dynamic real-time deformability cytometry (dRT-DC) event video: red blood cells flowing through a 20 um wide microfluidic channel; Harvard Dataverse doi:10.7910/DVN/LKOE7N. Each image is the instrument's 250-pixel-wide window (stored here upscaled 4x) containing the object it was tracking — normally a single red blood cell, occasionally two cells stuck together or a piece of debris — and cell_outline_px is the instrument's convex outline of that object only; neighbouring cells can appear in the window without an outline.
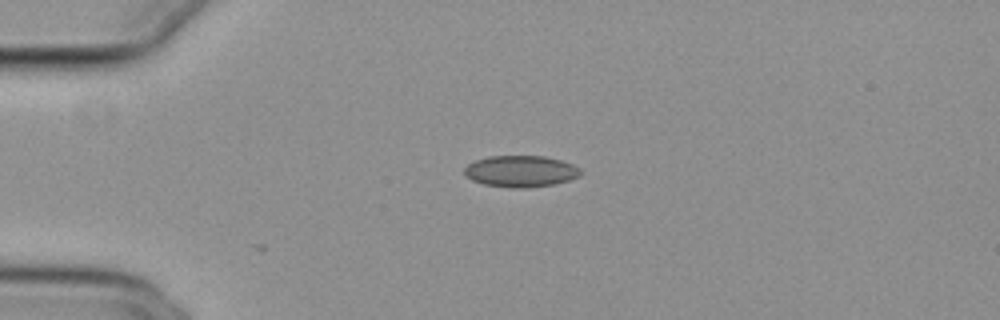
{"species": "common noctule bat (a hibernating species)", "species_latin": "Nyctalus noctula", "temperature_condition": "cold", "stored_images_in_passage": 6, "camera_frame_rate_fps": 3000, "um_per_image_px": 0.085, "animal": {"sex": "female", "body_mass_g": 29.2, "forearm_length_mm": 56.3}, "frame": {"image": 1, "passage_image": 1, "time_ms": 0.0, "image_size_px": [1000, 320], "cell_outline_px": [[580, 176], [568, 180], [552, 184], [528, 188], [512, 188], [484, 184], [472, 180], [464, 172], [464, 168], [468, 164], [476, 160], [488, 156], [544, 156], [560, 160], [572, 164], [580, 168]], "centroid_in_image_um": [44.26, 14.55], "position_along_channel_um": 40.7, "area_um2": 21.15}}